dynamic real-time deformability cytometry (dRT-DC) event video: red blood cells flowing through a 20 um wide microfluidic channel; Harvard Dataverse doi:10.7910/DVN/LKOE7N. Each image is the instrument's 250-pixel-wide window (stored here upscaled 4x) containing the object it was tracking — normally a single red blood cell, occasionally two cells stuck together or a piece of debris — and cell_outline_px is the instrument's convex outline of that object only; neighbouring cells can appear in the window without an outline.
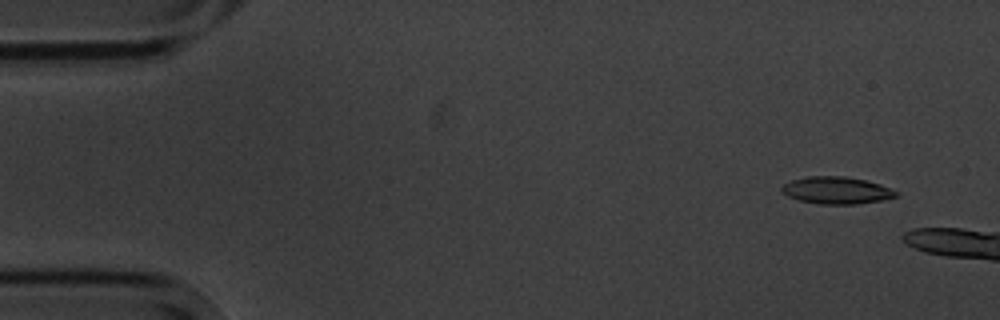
{"species": "common noctule bat (a hibernating species)", "species_latin": "Nyctalus noctula", "temperature_condition": "cold", "stored_images_in_passage": 5, "camera_frame_rate_fps": 3000, "um_per_image_px": 0.085, "animal": {"sex": "male", "body_mass_g": 20.1, "forearm_length_mm": 53.5}, "frame": {"image": 1, "passage_image": 1, "time_ms": 0.0, "image_size_px": [1000, 320], "cell_outline_px": [[900, 192], [896, 196], [880, 200], [856, 204], [820, 204], [800, 200], [788, 196], [780, 192], [780, 188], [784, 184], [792, 180], [808, 176], [844, 176], [864, 180], [880, 184], [892, 188]], "centroid_in_image_um": [71.1, 16.17], "position_along_channel_um": 13.9, "area_um2": 18.03}}
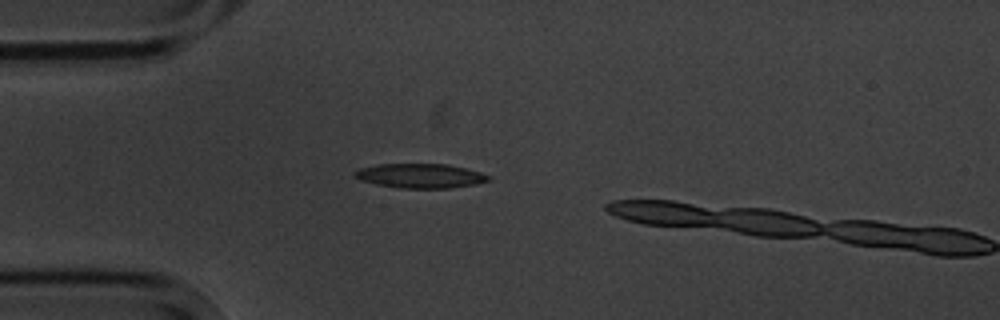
{"frame": {"image": 2, "passage_image": 4, "time_ms": 3.667, "image_size_px": [1000, 320], "cell_outline_px": [[492, 180], [476, 184], [448, 188], [400, 188], [376, 184], [360, 180], [352, 176], [352, 172], [360, 168], [376, 164], [448, 164], [480, 172], [492, 176]], "centroid_in_image_um": [35.71, 14.94], "position_along_channel_um": 49.3, "area_um2": 19.19}}